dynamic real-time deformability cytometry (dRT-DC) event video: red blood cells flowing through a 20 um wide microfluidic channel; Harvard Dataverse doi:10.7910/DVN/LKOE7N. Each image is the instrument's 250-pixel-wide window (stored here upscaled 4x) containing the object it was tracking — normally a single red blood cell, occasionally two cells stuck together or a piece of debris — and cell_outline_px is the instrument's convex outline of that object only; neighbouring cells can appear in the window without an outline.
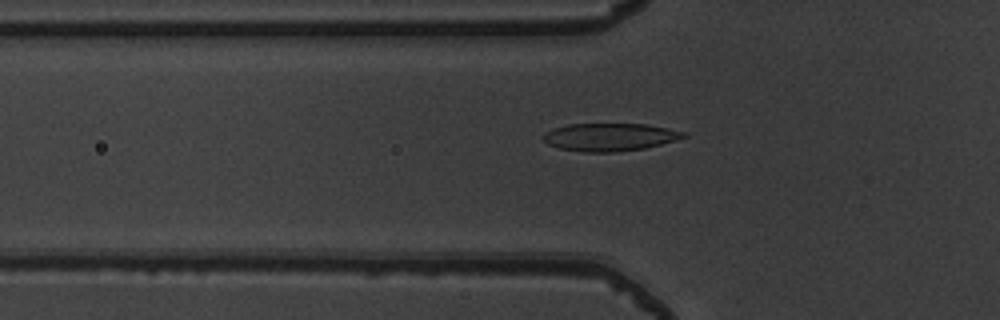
{"species": "common noctule bat (a hibernating species)", "species_latin": "Nyctalus noctula", "temperature_condition": "warm", "stored_images_in_passage": 34, "camera_frame_rate_fps": 3000, "um_per_image_px": 0.085, "animal": {"sex": "male", "body_mass_g": 19.5, "forearm_length_mm": 54.6}, "frame": {"image": 1, "passage_image": 4, "time_ms": 1.0, "image_size_px": [1000, 320], "cell_outline_px": [[688, 136], [660, 144], [644, 148], [616, 152], [584, 152], [560, 148], [548, 144], [544, 140], [544, 132], [552, 128], [568, 124], [648, 124], [688, 132]], "centroid_in_image_um": [51.84, 11.64], "position_along_channel_um": 74.0, "area_um2": 22.72}}
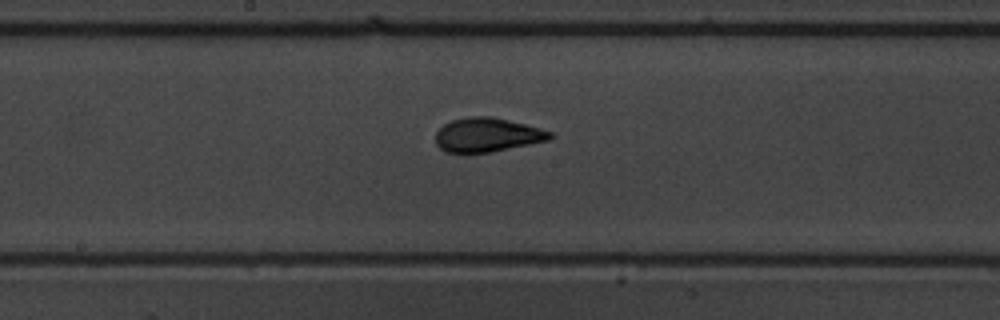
{"frame": {"image": 2, "passage_image": 14, "time_ms": 4.333, "image_size_px": [1000, 320], "cell_outline_px": [[556, 136], [548, 140], [492, 152], [444, 152], [436, 144], [436, 132], [444, 124], [452, 120], [468, 116], [492, 116], [540, 128], [552, 132]], "centroid_in_image_um": [41.42, 11.46], "position_along_channel_um": 206.8, "area_um2": 22.66}}
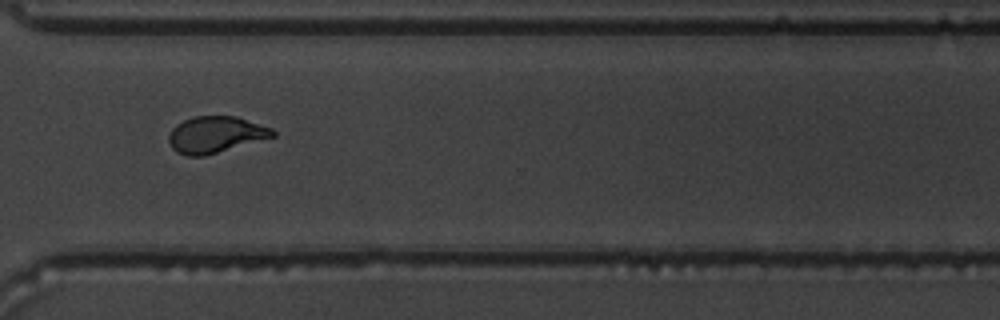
{"frame": {"image": 3, "passage_image": 25, "time_ms": 8.0, "image_size_px": [1000, 320], "cell_outline_px": [[276, 136], [204, 156], [188, 156], [176, 152], [172, 148], [168, 140], [168, 136], [172, 128], [176, 124], [192, 116], [236, 116], [272, 128], [276, 132]], "centroid_in_image_um": [18.31, 11.44], "position_along_channel_um": 352.3, "area_um2": 22.14}, "authors_computed_cell_mechanics": {"area_um2": 22.0507, "velocity_mm_per_s": 3.9773, "shape_relaxation_time_tau1_ms": 4.1196, "shape_relaxation_time_tau2_ms": 0.6952, "deformation_change_tau1": 0.166, "deformation_change_tau2": 0.0553}}